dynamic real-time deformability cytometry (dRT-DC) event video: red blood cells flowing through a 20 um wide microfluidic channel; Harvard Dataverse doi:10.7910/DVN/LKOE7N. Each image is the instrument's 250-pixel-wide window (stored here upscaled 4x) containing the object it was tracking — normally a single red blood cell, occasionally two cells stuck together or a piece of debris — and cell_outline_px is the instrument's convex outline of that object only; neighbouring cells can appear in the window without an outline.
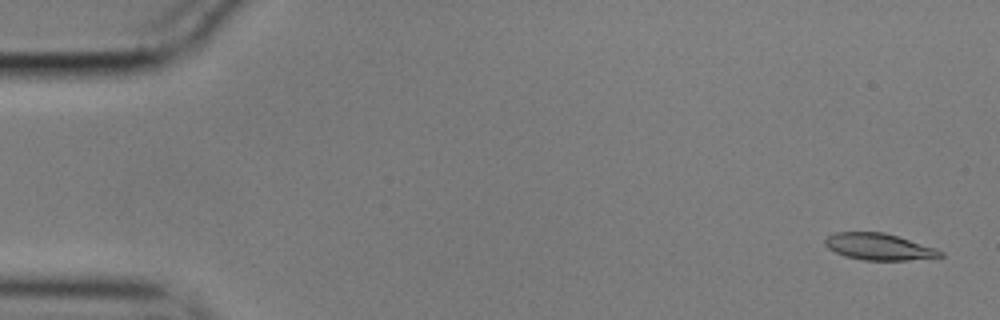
{"species": "common noctule bat (a hibernating species)", "species_latin": "Nyctalus noctula", "temperature_condition": "cold", "stored_images_in_passage": 56, "camera_frame_rate_fps": 3000, "um_per_image_px": 0.085, "animal": {"sex": "male", "body_mass_g": 17.9}, "frame": {"image": 1, "passage_image": 2, "time_ms": 0.333, "image_size_px": [1000, 320], "cell_outline_px": [[944, 256], [908, 260], [864, 260], [844, 256], [828, 248], [824, 244], [824, 240], [828, 236], [836, 232], [884, 232], [936, 248], [944, 252]], "centroid_in_image_um": [74.7, 20.97], "position_along_channel_um": 10.3, "area_um2": 17.8}}
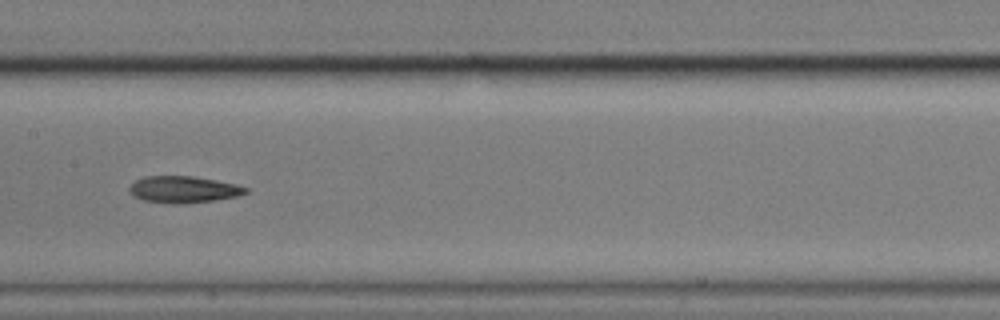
{"frame": {"image": 2, "passage_image": 28, "time_ms": 9.0, "image_size_px": [1000, 320], "cell_outline_px": [[248, 192], [236, 196], [216, 200], [180, 204], [172, 204], [144, 200], [128, 192], [128, 188], [136, 180], [144, 176], [192, 176], [216, 180], [236, 184], [248, 188]], "centroid_in_image_um": [15.59, 16.1], "position_along_channel_um": 191.8, "area_um2": 18.03}}
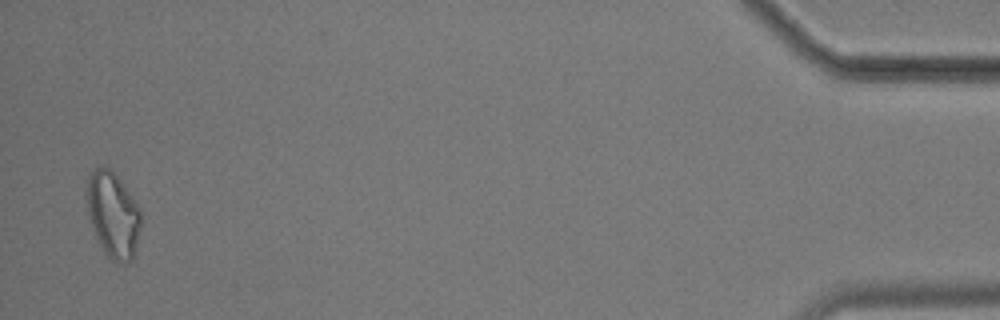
{"frame": {"image": 3, "passage_image": 55, "time_ms": 18.0, "image_size_px": [1000, 320], "cell_outline_px": [[140, 228], [132, 260], [120, 264], [112, 260], [104, 252], [92, 228], [88, 216], [88, 176], [92, 168], [108, 168], [120, 180], [132, 196], [140, 208]], "centroid_in_image_um": [9.61, 18.27], "position_along_channel_um": 425.6, "area_um2": 26.53}, "authors_computed_cell_mechanics": {"area_um2": 18.5827, "velocity_mm_per_s": 3.5357, "shape_relaxation_time_tau1_ms": null, "shape_relaxation_time_tau2_ms": 11.1362, "deformation_change_tau1": null, "deformation_change_tau2": 0.2438}}